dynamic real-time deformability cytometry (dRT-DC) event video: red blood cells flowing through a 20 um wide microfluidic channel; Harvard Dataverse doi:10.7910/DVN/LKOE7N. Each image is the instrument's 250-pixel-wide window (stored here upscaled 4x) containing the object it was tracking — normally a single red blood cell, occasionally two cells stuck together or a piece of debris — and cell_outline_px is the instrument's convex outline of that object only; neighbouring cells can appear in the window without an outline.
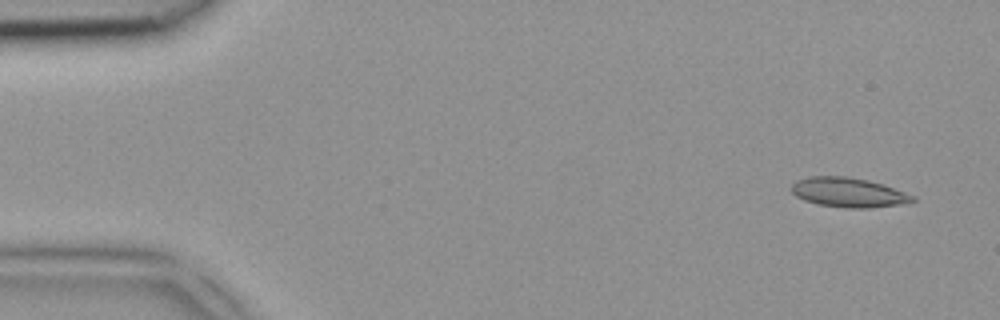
{"species": "common noctule bat (a hibernating species)", "species_latin": "Nyctalus noctula", "temperature_condition": "room temperature", "stored_images_in_passage": 3, "camera_frame_rate_fps": 3000, "um_per_image_px": 0.085, "animal": {"sex": "female", "body_mass_g": 18.4}, "frame": {"image": 1, "passage_image": 1, "time_ms": 0.0, "image_size_px": [1000, 320], "cell_outline_px": [[916, 200], [908, 204], [872, 208], [848, 208], [816, 204], [804, 200], [796, 196], [792, 192], [792, 184], [796, 180], [808, 176], [848, 176], [868, 180], [884, 184], [916, 196]], "centroid_in_image_um": [72.17, 16.36], "position_along_channel_um": 12.8, "area_um2": 21.27}}